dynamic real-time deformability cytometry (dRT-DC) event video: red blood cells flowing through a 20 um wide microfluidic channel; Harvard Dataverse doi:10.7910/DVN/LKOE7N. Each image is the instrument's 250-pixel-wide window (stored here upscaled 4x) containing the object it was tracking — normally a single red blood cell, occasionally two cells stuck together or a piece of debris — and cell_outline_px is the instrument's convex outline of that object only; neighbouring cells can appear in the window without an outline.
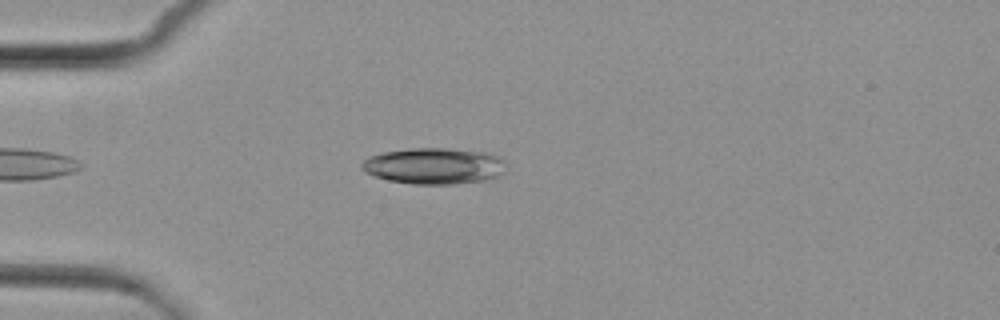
{"species": "common noctule bat (a hibernating species)", "species_latin": "Nyctalus noctula", "temperature_condition": "cold", "stored_images_in_passage": 3, "camera_frame_rate_fps": 3000, "um_per_image_px": 0.085, "animal": {"sex": "female", "body_mass_g": 29.2, "forearm_length_mm": 56.3}, "frame": {"image": 1, "passage_image": 3, "time_ms": 2.333, "image_size_px": [1000, 320], "cell_outline_px": [[504, 172], [500, 176], [484, 180], [452, 184], [412, 184], [388, 180], [372, 176], [364, 172], [360, 168], [360, 164], [368, 156], [380, 152], [412, 148], [444, 148], [488, 152], [500, 156], [504, 160]], "centroid_in_image_um": [36.86, 14.1], "position_along_channel_um": 48.1, "area_um2": 30.87}}